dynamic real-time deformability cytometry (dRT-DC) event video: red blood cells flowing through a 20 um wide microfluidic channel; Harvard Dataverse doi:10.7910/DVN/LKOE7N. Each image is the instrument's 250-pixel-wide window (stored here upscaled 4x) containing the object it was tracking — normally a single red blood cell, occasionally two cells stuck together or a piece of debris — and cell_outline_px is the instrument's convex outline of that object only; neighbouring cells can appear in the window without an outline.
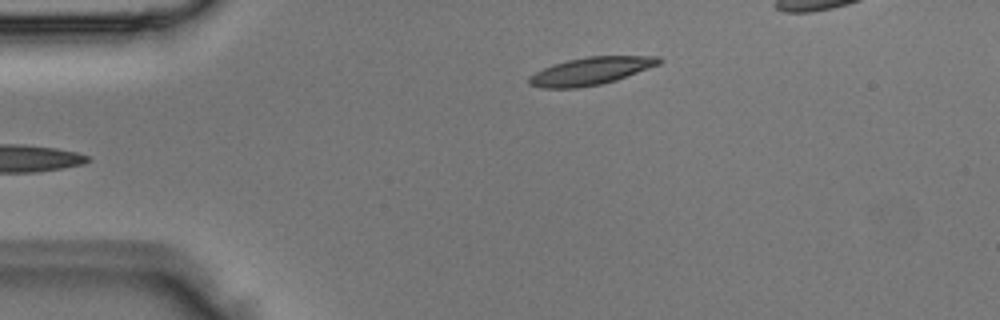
{"species": "Egyptian fruit bat (a non-hibernating species)", "species_latin": "Rousettus aegyptiacus", "temperature_condition": "room temperature", "stored_images_in_passage": 3, "camera_frame_rate_fps": 3000, "um_per_image_px": 0.085, "animal": {"sex": "male"}, "frame": {"image": 1, "passage_image": 3, "time_ms": 0.667, "image_size_px": [1000, 320], "cell_outline_px": [[664, 60], [660, 64], [616, 80], [600, 84], [576, 88], [544, 88], [528, 84], [528, 76], [552, 64], [568, 60], [588, 56], [660, 56]], "centroid_in_image_um": [50.22, 6.03], "position_along_channel_um": 34.8, "area_um2": 20.87}}